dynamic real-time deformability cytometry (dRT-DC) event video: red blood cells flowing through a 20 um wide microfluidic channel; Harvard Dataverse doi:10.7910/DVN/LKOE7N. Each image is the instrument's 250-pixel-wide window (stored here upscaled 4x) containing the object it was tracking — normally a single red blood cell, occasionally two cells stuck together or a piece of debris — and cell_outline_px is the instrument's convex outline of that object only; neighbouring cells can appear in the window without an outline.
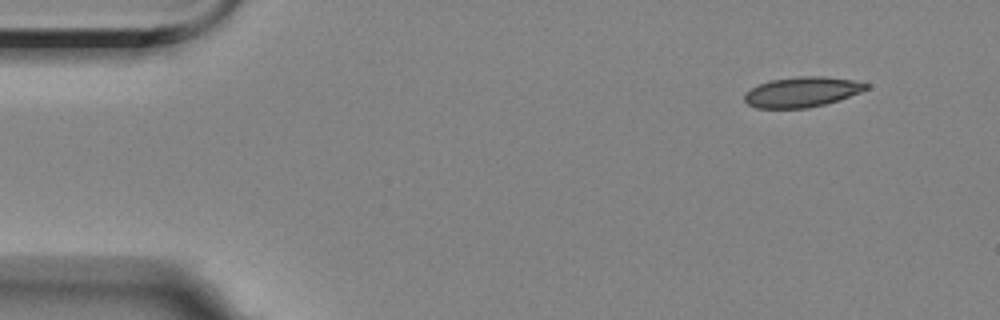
{"species": "Egyptian fruit bat (a non-hibernating species)", "species_latin": "Rousettus aegyptiacus", "temperature_condition": "room temperature", "stored_images_in_passage": 6, "segment_of_instrument_passage": [2, 2], "camera_frame_rate_fps": 3000, "um_per_image_px": 0.085, "animal": {"sex": "female"}, "frame": {"image": 1, "passage_image": 6, "time_ms": 6.667, "image_size_px": [1000, 320], "cell_outline_px": [[868, 88], [860, 92], [824, 104], [808, 108], [756, 108], [748, 104], [744, 100], [744, 96], [752, 88], [768, 80], [796, 76], [824, 76], [852, 80], [868, 84]], "centroid_in_image_um": [68.14, 7.81], "position_along_channel_um": 16.9, "area_um2": 21.15}}